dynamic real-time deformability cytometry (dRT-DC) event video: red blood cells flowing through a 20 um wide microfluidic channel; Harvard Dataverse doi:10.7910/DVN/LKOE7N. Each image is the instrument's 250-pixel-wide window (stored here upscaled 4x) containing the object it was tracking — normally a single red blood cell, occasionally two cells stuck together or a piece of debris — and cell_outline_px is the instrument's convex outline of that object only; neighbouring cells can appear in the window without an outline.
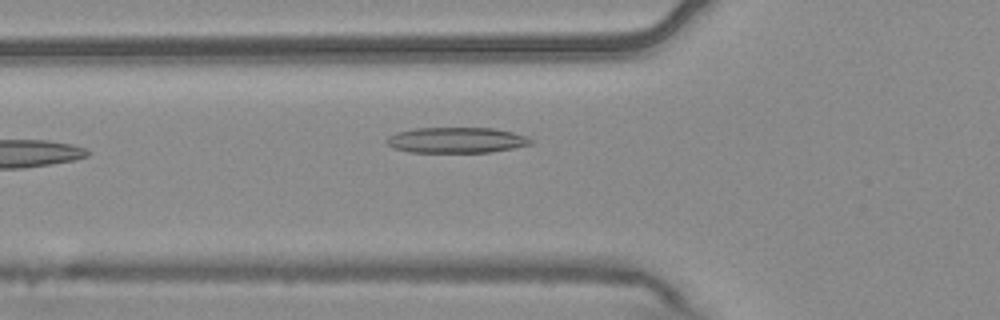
{"species": "common noctule bat (a hibernating species)", "species_latin": "Nyctalus noctula", "temperature_condition": "warm", "stored_images_in_passage": 5, "camera_frame_rate_fps": 3000, "um_per_image_px": 0.085, "animal": {"sex": "male", "body_mass_g": 20.4}, "frame": {"image": 1, "passage_image": 5, "time_ms": 1.333, "image_size_px": [1000, 320], "cell_outline_px": [[532, 144], [512, 148], [488, 152], [408, 152], [392, 148], [384, 140], [388, 136], [412, 128], [492, 128], [512, 132], [524, 136], [532, 140]], "centroid_in_image_um": [38.74, 11.91], "position_along_channel_um": 87.1, "area_um2": 21.39}}